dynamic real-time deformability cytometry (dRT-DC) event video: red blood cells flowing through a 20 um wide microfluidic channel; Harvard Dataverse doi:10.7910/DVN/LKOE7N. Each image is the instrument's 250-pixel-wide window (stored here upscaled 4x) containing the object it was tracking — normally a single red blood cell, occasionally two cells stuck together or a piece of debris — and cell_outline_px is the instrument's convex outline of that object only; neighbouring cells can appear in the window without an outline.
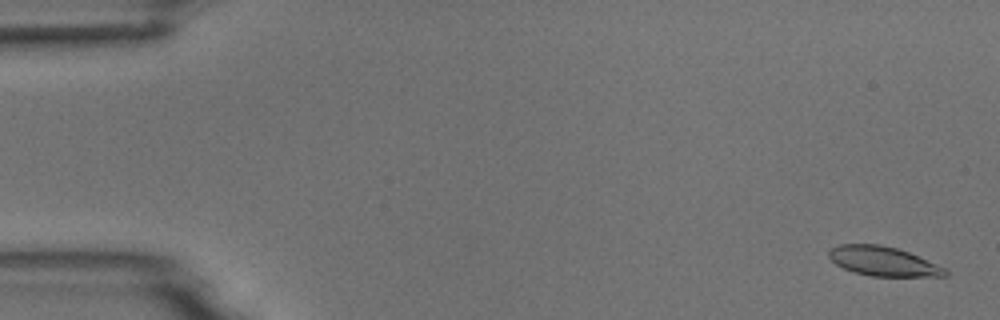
{"species": "common noctule bat (a hibernating species)", "species_latin": "Nyctalus noctula", "temperature_condition": "room temperature", "stored_images_in_passage": 17, "camera_frame_rate_fps": 3000, "um_per_image_px": 0.085, "animal": {"sex": "male", "body_mass_g": 18.8}, "frame": {"image": 1, "passage_image": 2, "time_ms": 0.333, "image_size_px": [1000, 320], "cell_outline_px": [[948, 276], [868, 276], [852, 272], [836, 264], [828, 256], [828, 252], [832, 248], [840, 244], [880, 244], [896, 248], [908, 252], [936, 264], [944, 268], [948, 272]], "centroid_in_image_um": [75.04, 22.21], "position_along_channel_um": 10.0, "area_um2": 19.77}}
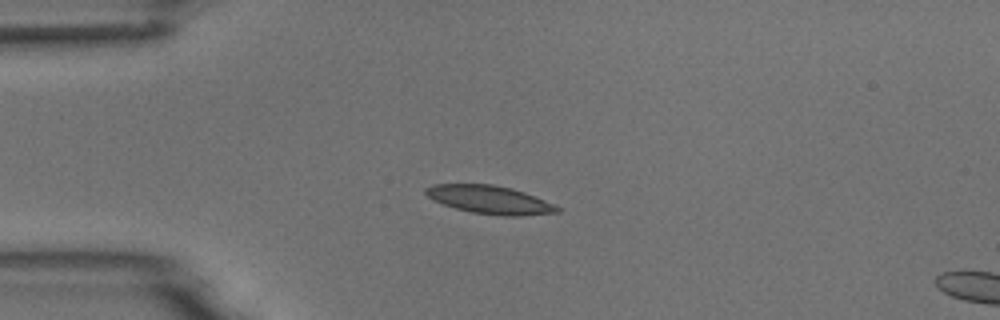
{"frame": {"image": 2, "passage_image": 14, "time_ms": 4.333, "image_size_px": [1000, 320], "cell_outline_px": [[560, 212], [520, 216], [504, 216], [472, 212], [456, 208], [444, 204], [428, 196], [424, 192], [424, 188], [432, 184], [492, 184], [512, 188], [524, 192], [544, 200], [560, 208]], "centroid_in_image_um": [41.63, 16.97], "position_along_channel_um": 43.4, "area_um2": 21.39}}